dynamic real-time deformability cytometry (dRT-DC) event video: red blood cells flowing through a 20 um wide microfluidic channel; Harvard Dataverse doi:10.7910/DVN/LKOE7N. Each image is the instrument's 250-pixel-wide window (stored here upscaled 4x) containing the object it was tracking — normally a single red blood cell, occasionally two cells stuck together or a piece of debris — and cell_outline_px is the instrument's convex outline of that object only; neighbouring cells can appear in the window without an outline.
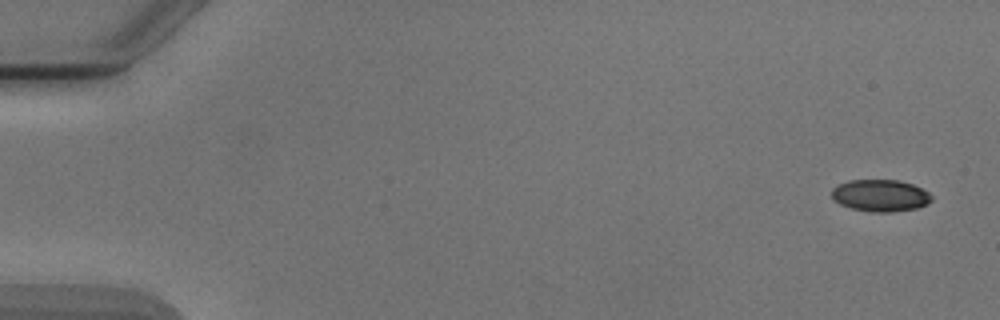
{"species": "Egyptian fruit bat (a non-hibernating species)", "species_latin": "Rousettus aegyptiacus", "temperature_condition": "cold", "stored_images_in_passage": 5, "camera_frame_rate_fps": 3000, "um_per_image_px": 0.085, "animal": {"sex": "male"}, "frame": {"image": 1, "passage_image": 1, "time_ms": 0.0, "image_size_px": [1000, 320], "cell_outline_px": [[932, 200], [928, 204], [916, 208], [892, 212], [872, 212], [852, 208], [840, 204], [832, 200], [832, 188], [836, 184], [848, 180], [900, 180], [912, 184], [928, 192], [932, 196]], "centroid_in_image_um": [74.81, 16.61], "position_along_channel_um": 10.2, "area_um2": 18.73}}